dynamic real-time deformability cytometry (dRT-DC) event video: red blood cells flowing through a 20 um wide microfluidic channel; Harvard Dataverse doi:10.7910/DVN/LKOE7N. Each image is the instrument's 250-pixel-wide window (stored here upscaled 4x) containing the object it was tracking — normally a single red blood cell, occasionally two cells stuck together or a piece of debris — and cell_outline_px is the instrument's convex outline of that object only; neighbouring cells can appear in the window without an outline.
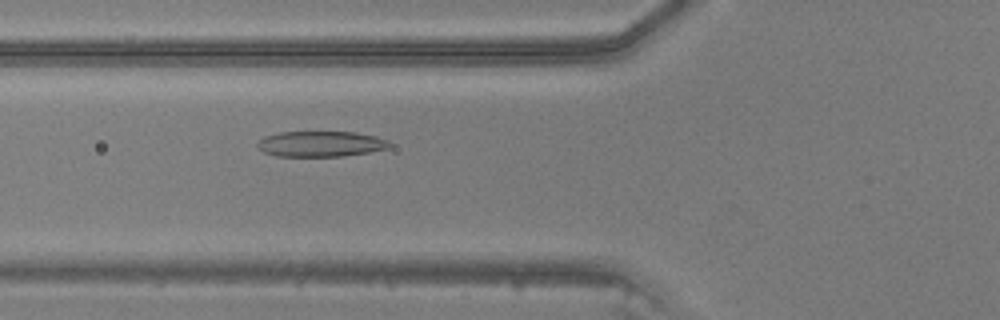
{"species": "common noctule bat (a hibernating species)", "species_latin": "Nyctalus noctula", "temperature_condition": "warm", "stored_images_in_passage": 36, "camera_frame_rate_fps": 3000, "um_per_image_px": 0.085, "animal": {"sex": "male", "body_mass_g": 20.5, "forearm_length_mm": 52.5}, "frame": {"image": 1, "passage_image": 7, "time_ms": 2.0, "image_size_px": [1000, 320], "cell_outline_px": [[392, 144], [388, 148], [368, 152], [344, 156], [276, 156], [264, 152], [256, 148], [256, 144], [264, 136], [280, 132], [356, 132], [376, 136], [388, 140]], "centroid_in_image_um": [27.25, 12.23], "position_along_channel_um": 98.6, "area_um2": 19.77}}
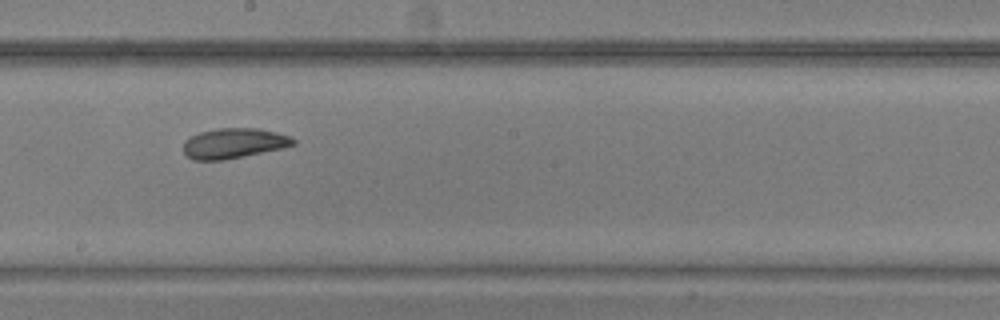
{"frame": {"image": 2, "passage_image": 16, "time_ms": 5.0, "image_size_px": [1000, 320], "cell_outline_px": [[296, 144], [284, 148], [224, 160], [192, 160], [184, 152], [184, 140], [200, 132], [216, 128], [260, 128], [276, 132], [288, 136], [296, 140]], "centroid_in_image_um": [19.89, 12.18], "position_along_channel_um": 228.3, "area_um2": 19.36}}
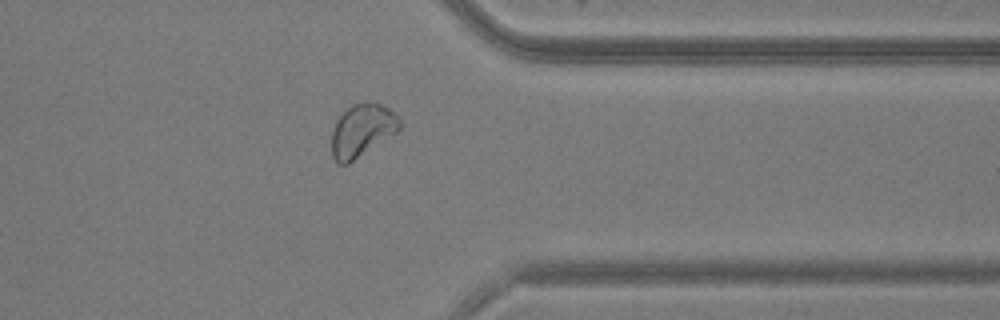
{"frame": {"image": 3, "passage_image": 27, "time_ms": 8.667, "image_size_px": [1000, 320], "cell_outline_px": [[400, 132], [348, 164], [340, 164], [332, 156], [332, 128], [336, 120], [352, 104], [380, 104], [388, 108], [400, 120]], "centroid_in_image_um": [30.79, 11.13], "position_along_channel_um": 380.6, "area_um2": 20.75}}